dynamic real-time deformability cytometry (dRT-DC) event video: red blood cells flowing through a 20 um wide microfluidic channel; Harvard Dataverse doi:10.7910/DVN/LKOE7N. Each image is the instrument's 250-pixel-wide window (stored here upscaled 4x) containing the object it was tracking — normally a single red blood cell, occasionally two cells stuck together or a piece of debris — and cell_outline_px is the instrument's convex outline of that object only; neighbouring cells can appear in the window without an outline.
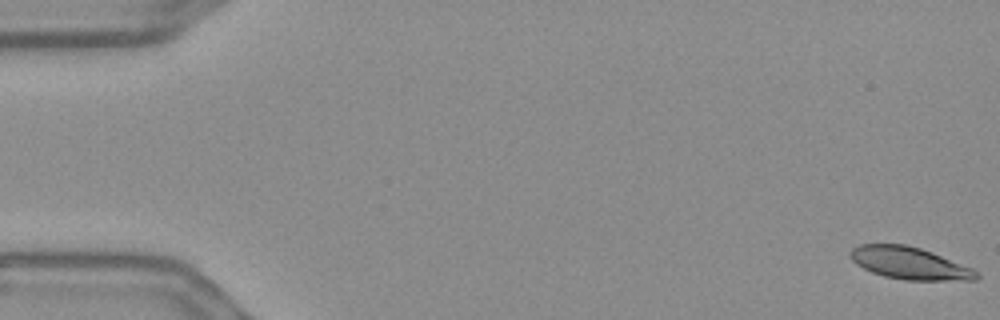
{"species": "Egyptian fruit bat (a non-hibernating species)", "species_latin": "Rousettus aegyptiacus", "temperature_condition": "warm", "stored_images_in_passage": 57, "camera_frame_rate_fps": 3000, "um_per_image_px": 0.085, "frame": {"image": 1, "passage_image": 1, "time_ms": 0.0, "image_size_px": [1000, 320], "cell_outline_px": [[980, 276], [976, 280], [904, 280], [884, 276], [872, 272], [856, 264], [848, 256], [848, 252], [852, 248], [860, 244], [904, 244], [920, 248], [932, 252], [972, 268], [980, 272]], "centroid_in_image_um": [77.3, 22.37], "position_along_channel_um": 7.7, "area_um2": 23.76}}
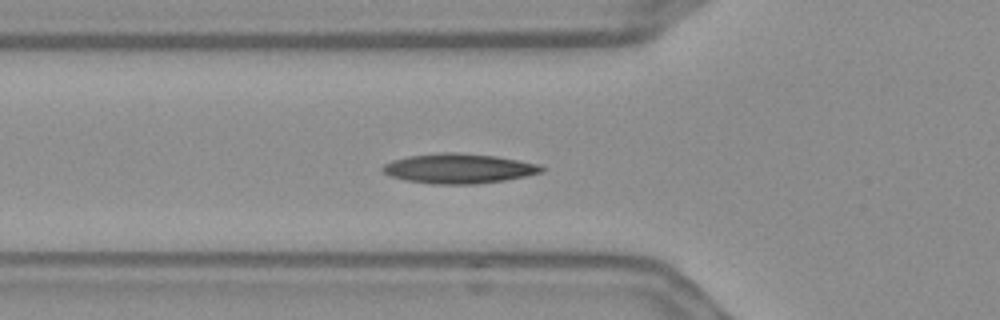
{"frame": {"image": 2, "passage_image": 20, "time_ms": 6.333, "image_size_px": [1000, 320], "cell_outline_px": [[548, 168], [544, 172], [504, 180], [476, 184], [432, 184], [408, 180], [392, 176], [384, 172], [380, 168], [384, 164], [392, 160], [408, 156], [444, 152], [456, 152], [496, 156], [540, 164]], "centroid_in_image_um": [39.04, 14.32], "position_along_channel_um": 86.8, "area_um2": 27.57}}
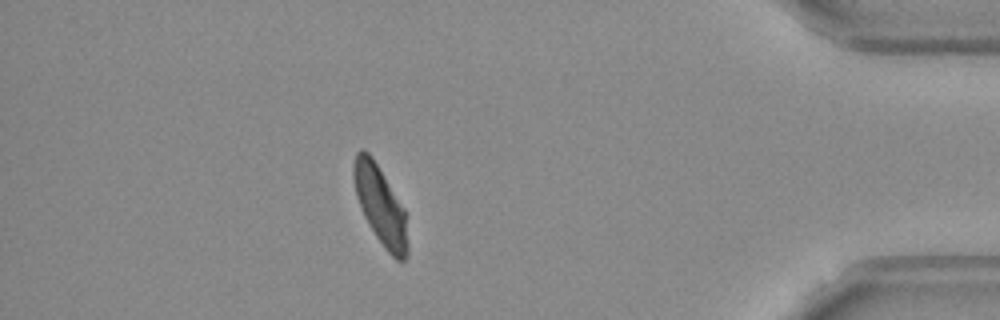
{"frame": {"image": 3, "passage_image": 50, "time_ms": 16.333, "image_size_px": [1000, 320], "cell_outline_px": [[408, 256], [404, 260], [396, 260], [384, 248], [376, 236], [364, 216], [360, 208], [356, 196], [352, 176], [352, 164], [356, 152], [360, 148], [364, 148], [372, 156], [404, 208], [408, 244]], "centroid_in_image_um": [32.3, 17.43], "position_along_channel_um": 402.9, "area_um2": 24.85}, "authors_computed_cell_mechanics": {"area_um2": 25.3742, "velocity_mm_per_s": 3.6045, "shape_relaxation_time_tau1_ms": 8.7556, "shape_relaxation_time_tau2_ms": 1.9169, "deformation_change_tau1": 0.2128, "deformation_change_tau2": 0.0821}}